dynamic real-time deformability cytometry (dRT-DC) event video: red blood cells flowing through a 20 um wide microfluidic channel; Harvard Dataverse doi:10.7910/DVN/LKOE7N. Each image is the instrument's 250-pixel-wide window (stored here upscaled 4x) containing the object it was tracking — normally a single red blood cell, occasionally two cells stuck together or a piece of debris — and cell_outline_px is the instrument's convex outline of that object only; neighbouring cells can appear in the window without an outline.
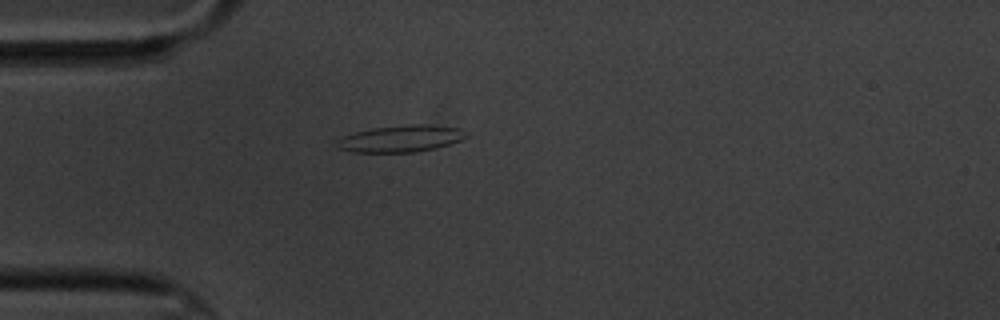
{"species": "common noctule bat (a hibernating species)", "species_latin": "Nyctalus noctula", "temperature_condition": "cold", "stored_images_in_passage": 2, "camera_frame_rate_fps": 3000, "um_per_image_px": 0.085, "animal": {"sex": "male", "body_mass_g": 20.1, "forearm_length_mm": 53.5}, "frame": {"image": 1, "passage_image": 1, "time_ms": 0.0, "image_size_px": [1000, 320], "cell_outline_px": [[468, 136], [460, 140], [436, 148], [416, 152], [352, 152], [336, 148], [332, 144], [336, 140], [344, 136], [356, 132], [372, 128], [408, 124], [420, 124], [460, 128]], "centroid_in_image_um": [34.0, 11.79], "position_along_channel_um": 51.0, "area_um2": 20.17}}